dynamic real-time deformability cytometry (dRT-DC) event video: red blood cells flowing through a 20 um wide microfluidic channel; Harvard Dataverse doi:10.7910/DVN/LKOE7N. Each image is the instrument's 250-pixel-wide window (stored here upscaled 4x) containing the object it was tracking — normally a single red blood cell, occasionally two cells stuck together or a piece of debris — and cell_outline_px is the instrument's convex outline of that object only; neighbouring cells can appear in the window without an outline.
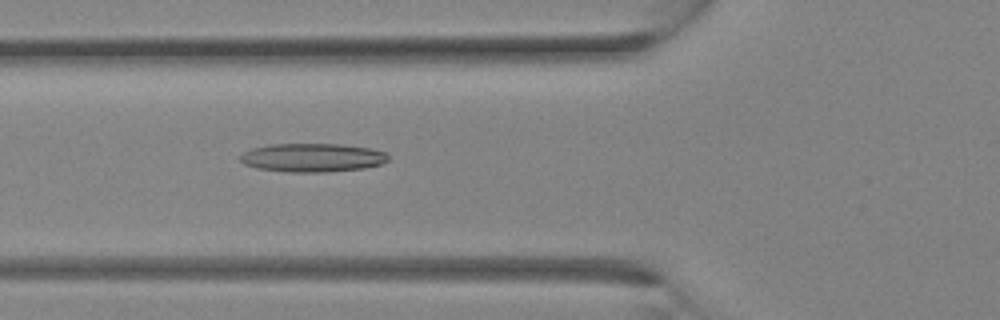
{"species": "Egyptian fruit bat (a non-hibernating species)", "species_latin": "Rousettus aegyptiacus", "temperature_condition": "room temperature", "stored_images_in_passage": 12, "camera_frame_rate_fps": 3000, "um_per_image_px": 0.085, "animal": {"sex": "female"}, "frame": {"image": 1, "passage_image": 12, "time_ms": 3.667, "image_size_px": [1000, 320], "cell_outline_px": [[388, 160], [380, 164], [364, 168], [328, 172], [288, 172], [256, 168], [244, 164], [240, 160], [240, 156], [244, 152], [252, 148], [272, 144], [340, 144], [368, 148], [388, 152]], "centroid_in_image_um": [26.55, 13.4], "position_along_channel_um": 99.2, "area_um2": 24.68}}